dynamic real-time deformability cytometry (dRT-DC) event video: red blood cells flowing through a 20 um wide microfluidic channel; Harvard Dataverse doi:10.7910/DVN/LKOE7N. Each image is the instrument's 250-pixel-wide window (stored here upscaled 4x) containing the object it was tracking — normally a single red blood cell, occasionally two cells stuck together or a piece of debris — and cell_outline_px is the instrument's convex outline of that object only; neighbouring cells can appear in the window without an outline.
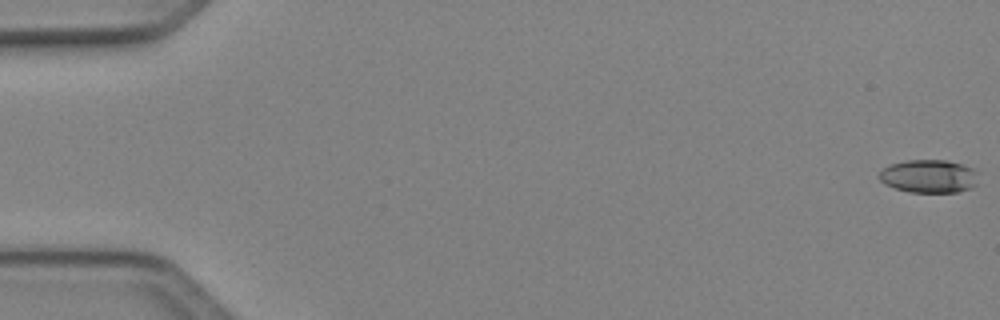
{"species": "Egyptian fruit bat (a non-hibernating species)", "species_latin": "Rousettus aegyptiacus", "temperature_condition": "cold", "stored_images_in_passage": 51, "camera_frame_rate_fps": 3000, "um_per_image_px": 0.085, "animal": {"sex": "female"}, "frame": {"image": 1, "passage_image": 1, "time_ms": 0.0, "image_size_px": [1000, 320], "cell_outline_px": [[980, 172], [976, 184], [972, 188], [956, 192], [908, 192], [884, 184], [880, 180], [880, 168], [888, 164], [908, 160], [948, 160], [976, 168]], "centroid_in_image_um": [79.0, 14.97], "position_along_channel_um": 6.0, "area_um2": 19.59}}
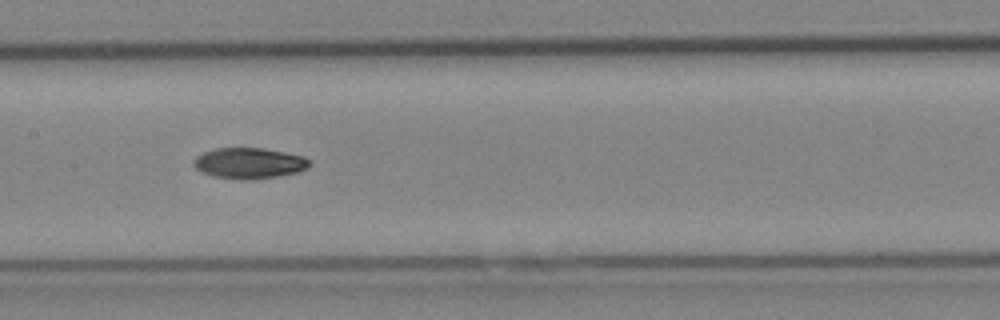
{"frame": {"image": 2, "passage_image": 26, "time_ms": 8.333, "image_size_px": [1000, 320], "cell_outline_px": [[312, 164], [308, 168], [296, 172], [280, 176], [244, 180], [212, 176], [200, 172], [192, 164], [192, 160], [196, 156], [204, 152], [216, 148], [264, 148], [304, 156], [312, 160]], "centroid_in_image_um": [21.18, 13.87], "position_along_channel_um": 186.2, "area_um2": 21.04}}
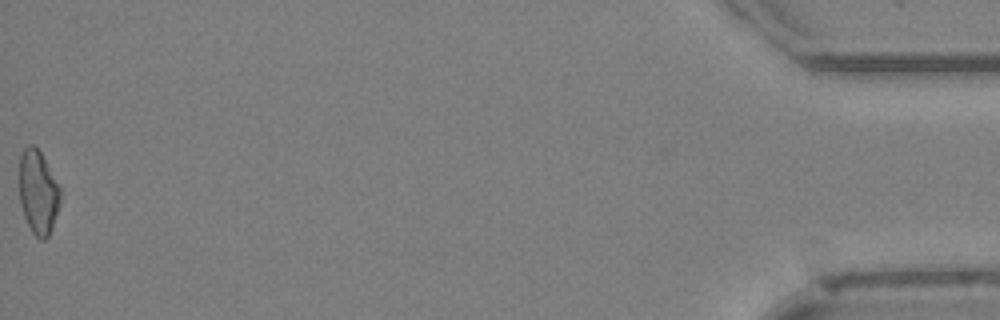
{"frame": {"image": 3, "passage_image": 51, "time_ms": 16.667, "image_size_px": [1000, 320], "cell_outline_px": [[60, 204], [52, 228], [48, 236], [44, 240], [40, 240], [32, 232], [24, 216], [20, 204], [20, 156], [24, 148], [28, 144], [32, 144], [40, 152], [60, 188]], "centroid_in_image_um": [3.24, 16.36], "position_along_channel_um": 432.0, "area_um2": 19.77}, "authors_computed_cell_mechanics": {"area_um2": 20.1722, "velocity_mm_per_s": 4.1307, "shape_relaxation_time_tau1_ms": 4.6802, "shape_relaxation_time_tau2_ms": null, "deformation_change_tau1": 0.1285, "deformation_change_tau2": null}}